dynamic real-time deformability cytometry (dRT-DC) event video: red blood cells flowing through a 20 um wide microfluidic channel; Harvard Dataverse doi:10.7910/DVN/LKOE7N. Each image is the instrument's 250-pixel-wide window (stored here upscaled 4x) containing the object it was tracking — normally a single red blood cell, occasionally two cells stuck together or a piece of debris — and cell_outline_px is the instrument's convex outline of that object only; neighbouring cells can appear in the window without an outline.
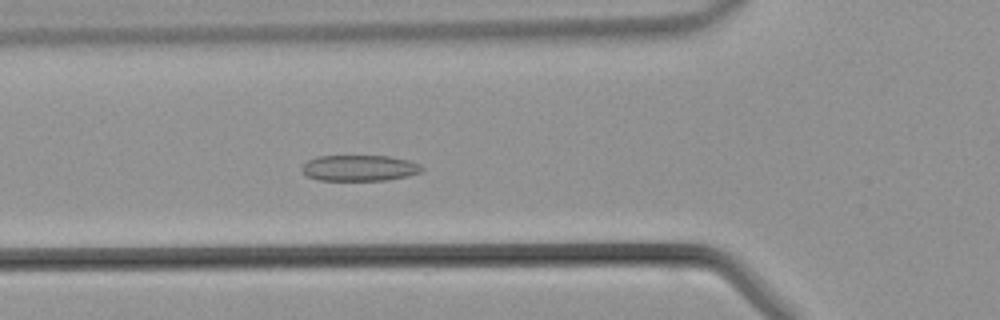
{"species": "common noctule bat (a hibernating species)", "species_latin": "Nyctalus noctula", "temperature_condition": "warm", "stored_images_in_passage": 41, "camera_frame_rate_fps": 3000, "um_per_image_px": 0.085, "animal": {"sex": "male", "body_mass_g": 21.5, "forearm_length_mm": 52.0}, "frame": {"image": 1, "passage_image": 11, "time_ms": 3.333, "image_size_px": [1000, 320], "cell_outline_px": [[424, 168], [420, 172], [408, 176], [388, 180], [320, 180], [308, 176], [300, 168], [308, 160], [316, 156], [392, 156], [408, 160], [420, 164]], "centroid_in_image_um": [30.58, 14.27], "position_along_channel_um": 95.2, "area_um2": 18.15}}
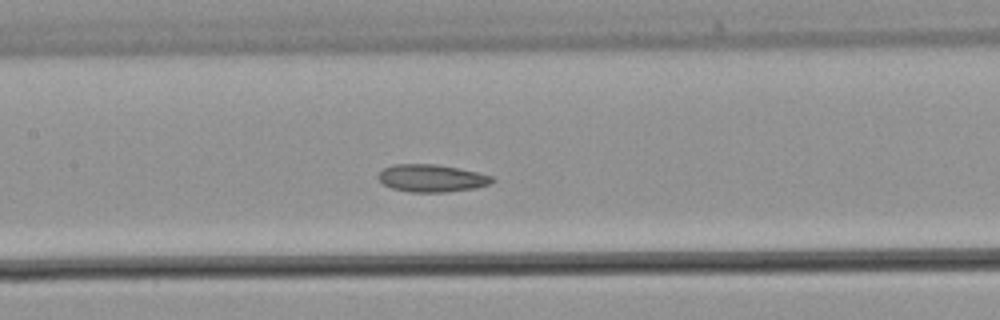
{"frame": {"image": 2, "passage_image": 16, "time_ms": 5.0, "image_size_px": [1000, 320], "cell_outline_px": [[496, 180], [492, 184], [476, 188], [448, 192], [412, 192], [392, 188], [384, 184], [376, 176], [384, 168], [392, 164], [436, 164], [476, 172], [492, 176]], "centroid_in_image_um": [36.71, 15.15], "position_along_channel_um": 170.7, "area_um2": 18.26}}
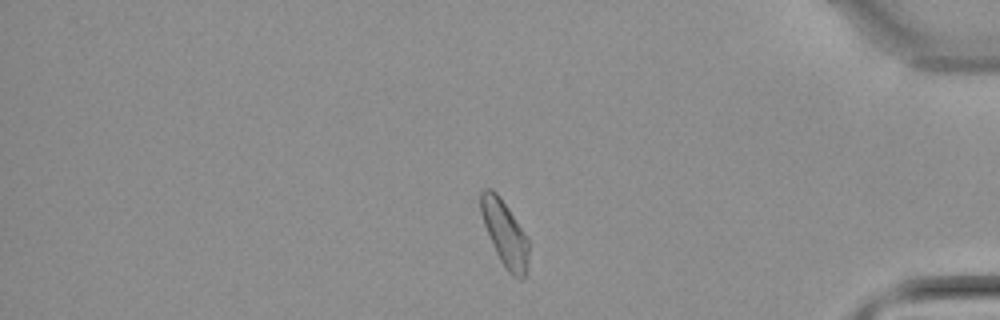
{"frame": {"image": 3, "passage_image": 33, "time_ms": 10.667, "image_size_px": [1000, 320], "cell_outline_px": [[528, 268], [524, 280], [520, 280], [512, 276], [508, 272], [500, 260], [492, 244], [484, 224], [480, 212], [480, 192], [484, 188], [492, 188], [500, 196], [508, 208], [528, 240]], "centroid_in_image_um": [42.9, 19.86], "position_along_channel_um": 392.3, "area_um2": 18.26}}